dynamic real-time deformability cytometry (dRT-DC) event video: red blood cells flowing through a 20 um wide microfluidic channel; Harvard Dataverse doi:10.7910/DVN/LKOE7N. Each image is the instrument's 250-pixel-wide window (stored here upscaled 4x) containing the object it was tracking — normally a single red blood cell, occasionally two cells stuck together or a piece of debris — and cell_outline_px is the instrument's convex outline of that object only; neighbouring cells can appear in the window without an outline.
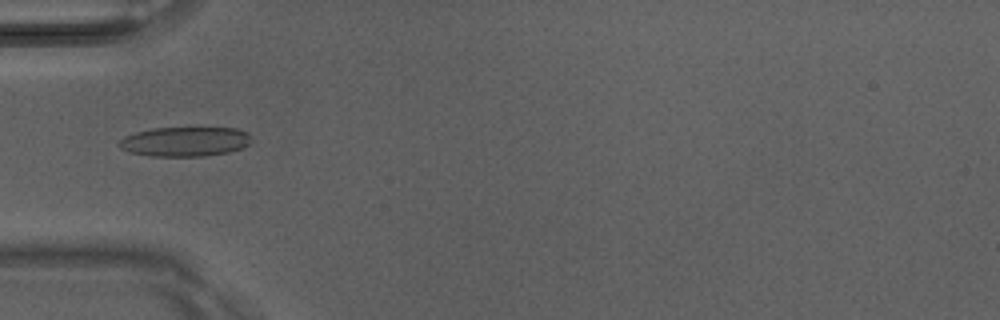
{"species": "Egyptian fruit bat (a non-hibernating species)", "species_latin": "Rousettus aegyptiacus", "temperature_condition": "room temperature", "stored_images_in_passage": 22, "camera_frame_rate_fps": 3000, "um_per_image_px": 0.085, "animal": {"sex": "male"}, "frame": {"image": 1, "passage_image": 1, "time_ms": 0.0, "image_size_px": [1000, 320], "cell_outline_px": [[252, 140], [244, 148], [228, 152], [204, 156], [152, 156], [128, 152], [120, 148], [116, 144], [124, 136], [136, 132], [152, 128], [236, 128], [248, 132], [252, 136]], "centroid_in_image_um": [15.73, 12.03], "position_along_channel_um": 69.3, "area_um2": 23.0}}